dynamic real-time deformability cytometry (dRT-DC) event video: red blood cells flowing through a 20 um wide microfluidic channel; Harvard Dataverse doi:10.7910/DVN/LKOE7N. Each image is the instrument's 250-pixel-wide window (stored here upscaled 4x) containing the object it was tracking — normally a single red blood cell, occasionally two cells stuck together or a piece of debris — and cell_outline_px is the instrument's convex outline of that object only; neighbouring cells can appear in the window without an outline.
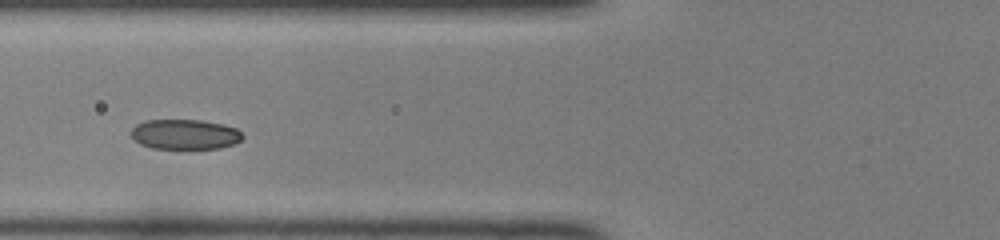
{"species": "common noctule bat (a hibernating species)", "species_latin": "Nyctalus noctula", "temperature_condition": "room temperature", "stored_images_in_passage": 15, "camera_frame_rate_fps": 3000, "um_per_image_px": 0.085, "animal": {"sex": "female", "body_mass_g": 22.0, "forearm_length_mm": 56.7}, "frame": {"image": 1, "passage_image": 11, "time_ms": 3.333, "image_size_px": [1000, 240], "cell_outline_px": [[244, 136], [236, 144], [220, 148], [152, 148], [140, 144], [132, 136], [132, 128], [136, 124], [144, 120], [200, 120], [224, 124], [236, 128]], "centroid_in_image_um": [15.74, 11.41], "position_along_channel_um": 110.1, "area_um2": 19.48}}